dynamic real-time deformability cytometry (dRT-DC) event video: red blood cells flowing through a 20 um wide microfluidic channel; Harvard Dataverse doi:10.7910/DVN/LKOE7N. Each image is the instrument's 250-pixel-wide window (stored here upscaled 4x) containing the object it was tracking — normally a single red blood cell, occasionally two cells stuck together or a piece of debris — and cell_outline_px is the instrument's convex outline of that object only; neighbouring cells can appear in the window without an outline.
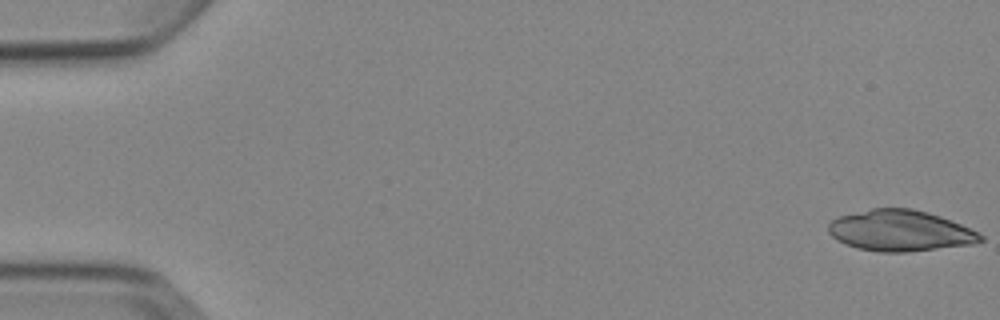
{"species": "Egyptian fruit bat (a non-hibernating species)", "species_latin": "Rousettus aegyptiacus", "temperature_condition": "cold", "stored_images_in_passage": 5, "camera_frame_rate_fps": 3000, "um_per_image_px": 0.085, "animal": {"sex": "female"}, "frame": {"image": 1, "passage_image": 1, "time_ms": 0.0, "image_size_px": [1000, 320], "cell_outline_px": [[984, 240], [972, 244], [904, 252], [876, 252], [856, 248], [836, 240], [828, 232], [828, 224], [832, 220], [840, 216], [872, 208], [912, 208], [928, 212], [940, 216], [980, 232], [984, 236]], "centroid_in_image_um": [76.51, 19.61], "position_along_channel_um": 8.5, "area_um2": 36.36}}